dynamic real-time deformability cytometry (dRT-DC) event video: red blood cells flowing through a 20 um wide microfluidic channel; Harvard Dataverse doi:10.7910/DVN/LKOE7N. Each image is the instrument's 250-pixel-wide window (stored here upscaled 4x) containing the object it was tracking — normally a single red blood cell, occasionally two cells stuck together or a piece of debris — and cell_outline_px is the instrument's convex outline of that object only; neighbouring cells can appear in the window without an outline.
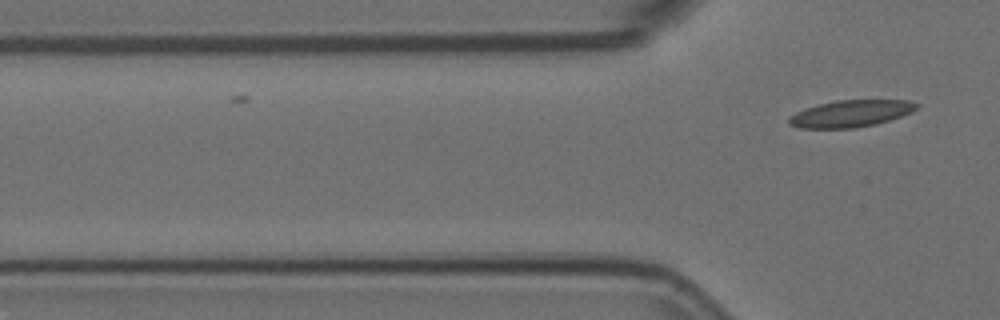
{"species": "Egyptian fruit bat (a non-hibernating species)", "species_latin": "Rousettus aegyptiacus", "temperature_condition": "room temperature", "stored_images_in_passage": 4, "camera_frame_rate_fps": 3000, "um_per_image_px": 0.085, "animal": {"sex": "female"}, "frame": {"image": 1, "passage_image": 4, "time_ms": 1.0, "image_size_px": [1000, 320], "cell_outline_px": [[920, 104], [912, 112], [876, 124], [856, 128], [800, 128], [788, 124], [788, 120], [796, 112], [804, 108], [836, 100], [908, 100]], "centroid_in_image_um": [72.31, 9.65], "position_along_channel_um": 53.5, "area_um2": 19.88}}